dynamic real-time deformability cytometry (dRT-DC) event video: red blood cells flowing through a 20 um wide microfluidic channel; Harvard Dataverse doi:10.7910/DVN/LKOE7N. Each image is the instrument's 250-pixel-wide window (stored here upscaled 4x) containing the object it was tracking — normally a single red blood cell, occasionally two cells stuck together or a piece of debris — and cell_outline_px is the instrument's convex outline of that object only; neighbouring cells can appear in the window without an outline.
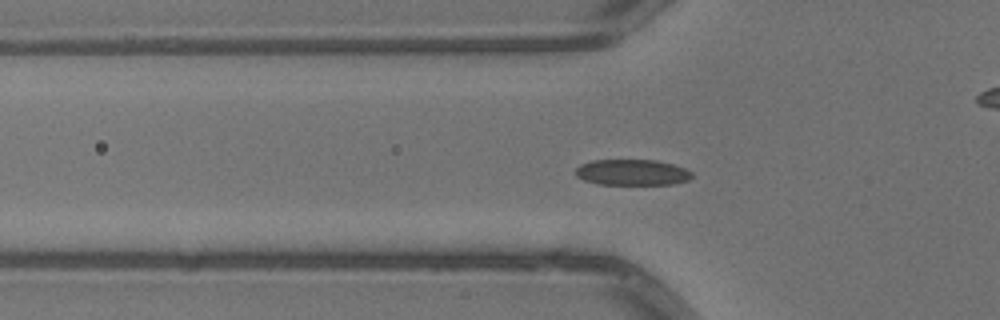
{"species": "common noctule bat (a hibernating species)", "species_latin": "Nyctalus noctula", "temperature_condition": "warm", "stored_images_in_passage": 47, "camera_frame_rate_fps": 3000, "um_per_image_px": 0.085, "animal": {"sex": "male", "body_mass_g": 13.3}, "frame": {"image": 1, "passage_image": 12, "time_ms": 3.667, "image_size_px": [1000, 320], "cell_outline_px": [[692, 176], [688, 180], [672, 184], [596, 184], [584, 180], [576, 176], [576, 168], [580, 164], [592, 160], [656, 160], [672, 164], [684, 168], [692, 172]], "centroid_in_image_um": [53.71, 14.65], "position_along_channel_um": 72.1, "area_um2": 17.51}}
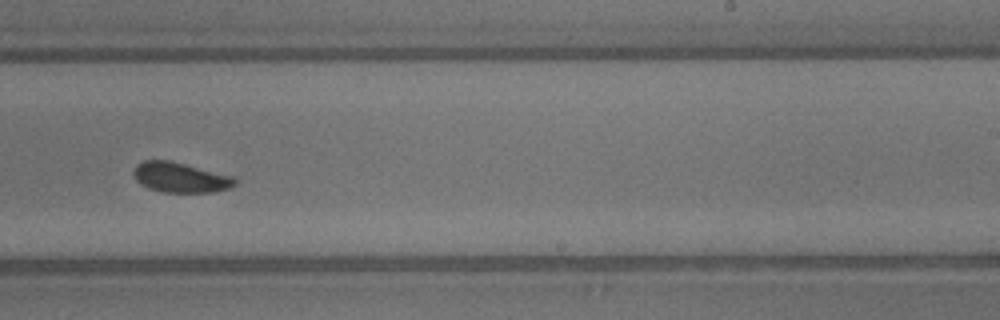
{"frame": {"image": 2, "passage_image": 27, "time_ms": 8.667, "image_size_px": [1000, 320], "cell_outline_px": [[236, 184], [228, 188], [212, 192], [164, 192], [148, 188], [140, 184], [136, 180], [132, 172], [136, 164], [144, 160], [168, 160], [232, 176], [236, 180]], "centroid_in_image_um": [15.27, 15.08], "position_along_channel_um": 273.7, "area_um2": 17.57}}
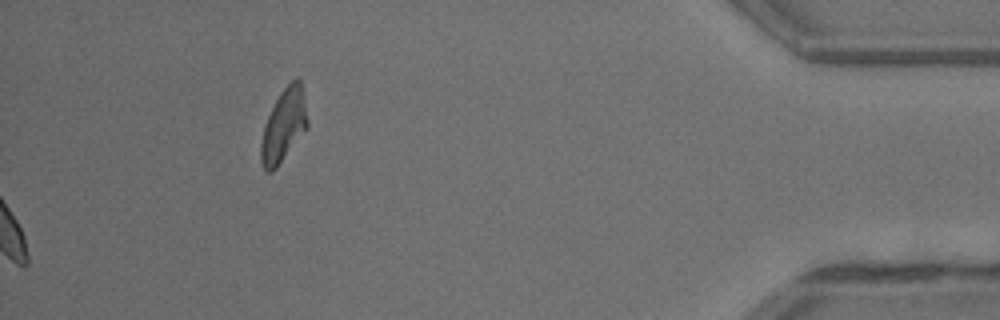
{"frame": {"image": 3, "passage_image": 47, "time_ms": 15.333, "image_size_px": [1000, 320], "cell_outline_px": [[308, 128], [276, 168], [272, 172], [268, 172], [264, 168], [260, 160], [260, 144], [264, 124], [280, 92], [296, 76], [300, 80], [308, 120]], "centroid_in_image_um": [24.11, 10.68], "position_along_channel_um": 411.1, "area_um2": 19.65}, "authors_computed_cell_mechanics": {"area_um2": 17.918, "velocity_mm_per_s": 4.0333, "shape_relaxation_time_tau1_ms": 1.8615, "shape_relaxation_time_tau2_ms": null, "deformation_change_tau1": 0.0589, "deformation_change_tau2": null}}